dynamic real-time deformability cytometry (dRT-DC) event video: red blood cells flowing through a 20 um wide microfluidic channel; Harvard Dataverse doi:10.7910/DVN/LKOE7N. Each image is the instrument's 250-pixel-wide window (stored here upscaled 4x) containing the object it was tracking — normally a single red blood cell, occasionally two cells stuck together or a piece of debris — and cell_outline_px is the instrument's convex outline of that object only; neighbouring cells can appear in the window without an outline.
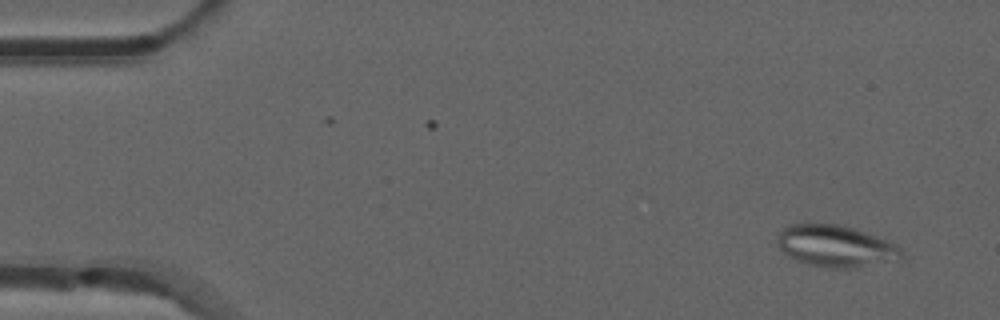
{"species": "common noctule bat (a hibernating species)", "species_latin": "Nyctalus noctula", "temperature_condition": "room temperature", "stored_images_in_passage": 52, "camera_frame_rate_fps": 3000, "um_per_image_px": 0.085, "animal": {"sex": "male", "forearm_length_mm": 52.5}, "frame": {"image": 1, "passage_image": 3, "time_ms": 0.667, "image_size_px": [1000, 320], "cell_outline_px": [[904, 256], [900, 260], [856, 268], [828, 268], [808, 264], [796, 260], [788, 256], [776, 244], [776, 236], [788, 224], [840, 224], [856, 228], [888, 240], [896, 244], [904, 252]], "centroid_in_image_um": [71.07, 20.92], "position_along_channel_um": 13.9, "area_um2": 30.69}}
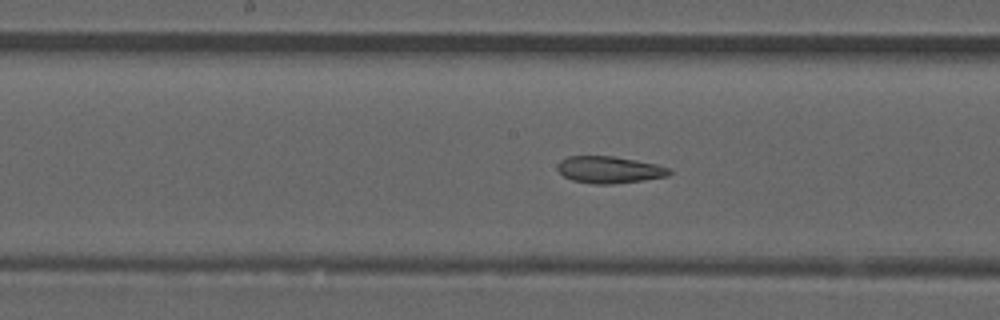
{"frame": {"image": 2, "passage_image": 26, "time_ms": 8.333, "image_size_px": [1000, 320], "cell_outline_px": [[672, 172], [668, 176], [644, 180], [612, 184], [596, 184], [572, 180], [564, 176], [556, 168], [556, 164], [560, 160], [568, 156], [612, 156], [636, 160], [656, 164], [672, 168]], "centroid_in_image_um": [51.8, 14.42], "position_along_channel_um": 196.4, "area_um2": 17.63}}
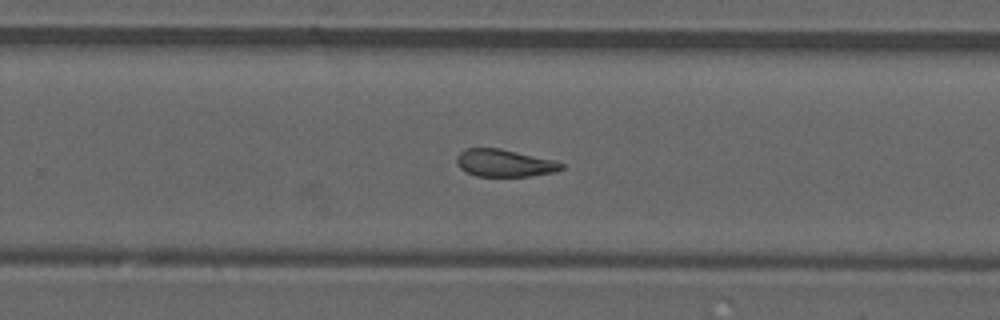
{"frame": {"image": 3, "passage_image": 33, "time_ms": 10.667, "image_size_px": [1000, 320], "cell_outline_px": [[564, 168], [556, 172], [528, 176], [476, 176], [460, 168], [456, 160], [456, 156], [464, 148], [500, 148], [556, 160], [564, 164]], "centroid_in_image_um": [42.9, 13.85], "position_along_channel_um": 286.9, "area_um2": 16.82}, "authors_computed_cell_mechanics": {"area_um2": 17.918, "velocity_mm_per_s": 3.9027, "shape_relaxation_time_tau1_ms": null, "shape_relaxation_time_tau2_ms": 3.0731, "deformation_change_tau1": null, "deformation_change_tau2": 0.1143}}